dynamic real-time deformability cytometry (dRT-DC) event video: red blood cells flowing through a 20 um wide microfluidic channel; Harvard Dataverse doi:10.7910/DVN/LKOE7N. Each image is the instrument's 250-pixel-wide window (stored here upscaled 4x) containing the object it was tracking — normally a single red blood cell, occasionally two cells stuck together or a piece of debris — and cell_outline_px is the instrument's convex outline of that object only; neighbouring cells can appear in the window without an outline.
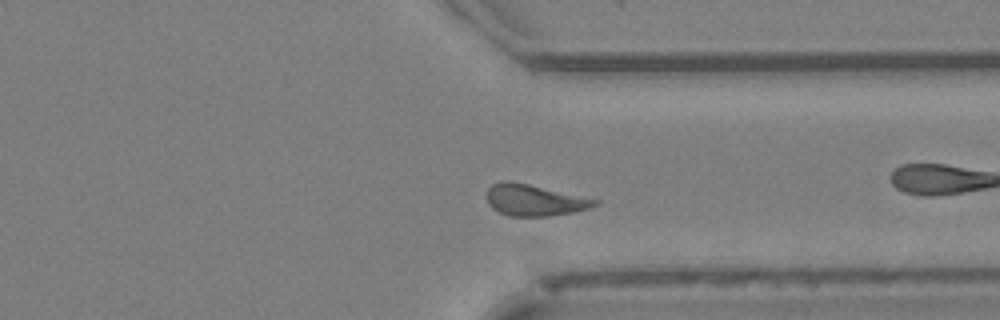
{"species": "Egyptian fruit bat (a non-hibernating species)", "species_latin": "Rousettus aegyptiacus", "temperature_condition": "cold", "stored_images_in_passage": 47, "camera_frame_rate_fps": 3000, "um_per_image_px": 0.085, "animal": {"sex": "female"}, "frame": {"image": 1, "passage_image": 34, "time_ms": 11.0, "image_size_px": [1000, 320], "cell_outline_px": [[600, 204], [576, 212], [548, 216], [508, 216], [492, 208], [488, 204], [488, 188], [492, 184], [500, 180], [508, 180], [528, 184], [600, 200]], "centroid_in_image_um": [45.43, 17.01], "position_along_channel_um": 366.0, "area_um2": 19.77}, "authors_computed_cell_mechanics": {"area_um2": 20.23, "velocity_mm_per_s": 4.0595, "shape_relaxation_time_tau1_ms": 4.6074, "shape_relaxation_time_tau2_ms": 0.9879, "deformation_change_tau1": 0.1404, "deformation_change_tau2": 0.0571}}